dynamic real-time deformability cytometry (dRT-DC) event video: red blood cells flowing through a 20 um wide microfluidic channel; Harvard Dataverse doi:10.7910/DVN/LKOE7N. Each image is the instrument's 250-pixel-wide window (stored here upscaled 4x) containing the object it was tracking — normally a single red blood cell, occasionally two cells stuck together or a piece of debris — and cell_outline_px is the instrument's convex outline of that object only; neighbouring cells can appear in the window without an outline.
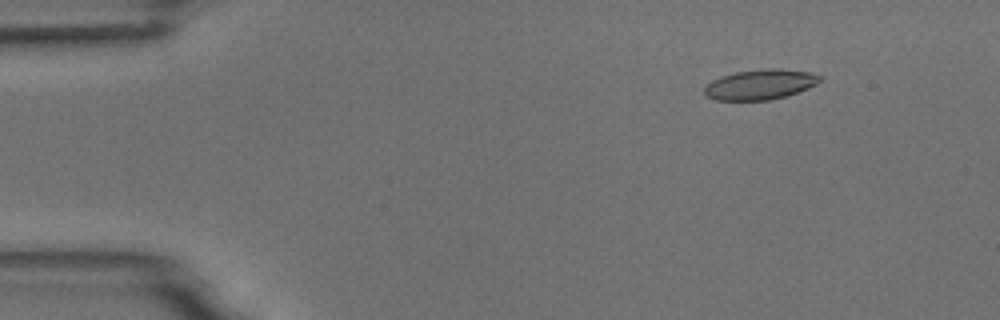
{"species": "common noctule bat (a hibernating species)", "species_latin": "Nyctalus noctula", "temperature_condition": "room temperature", "stored_images_in_passage": 6, "camera_frame_rate_fps": 3000, "um_per_image_px": 0.085, "animal": {"sex": "male", "body_mass_g": 18.8}, "frame": {"image": 1, "passage_image": 2, "time_ms": 2.0, "image_size_px": [1000, 320], "cell_outline_px": [[824, 76], [816, 84], [808, 88], [784, 96], [768, 100], [716, 100], [704, 96], [704, 88], [712, 80], [720, 76], [736, 72], [768, 68], [776, 68], [812, 72]], "centroid_in_image_um": [64.61, 7.17], "position_along_channel_um": 20.4, "area_um2": 20.29}}
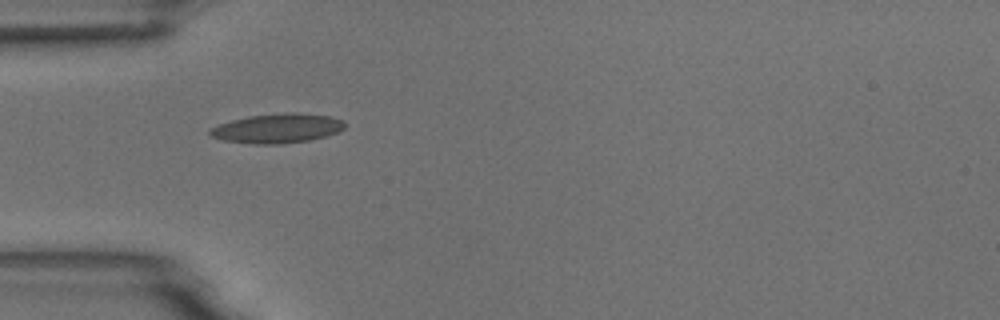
{"frame": {"image": 2, "passage_image": 5, "time_ms": 5.333, "image_size_px": [1000, 320], "cell_outline_px": [[344, 128], [336, 132], [324, 136], [308, 140], [280, 144], [252, 144], [224, 140], [212, 136], [208, 132], [208, 128], [232, 120], [248, 116], [284, 112], [300, 112], [328, 116], [344, 120]], "centroid_in_image_um": [23.55, 10.9], "position_along_channel_um": 61.5, "area_um2": 23.06}}